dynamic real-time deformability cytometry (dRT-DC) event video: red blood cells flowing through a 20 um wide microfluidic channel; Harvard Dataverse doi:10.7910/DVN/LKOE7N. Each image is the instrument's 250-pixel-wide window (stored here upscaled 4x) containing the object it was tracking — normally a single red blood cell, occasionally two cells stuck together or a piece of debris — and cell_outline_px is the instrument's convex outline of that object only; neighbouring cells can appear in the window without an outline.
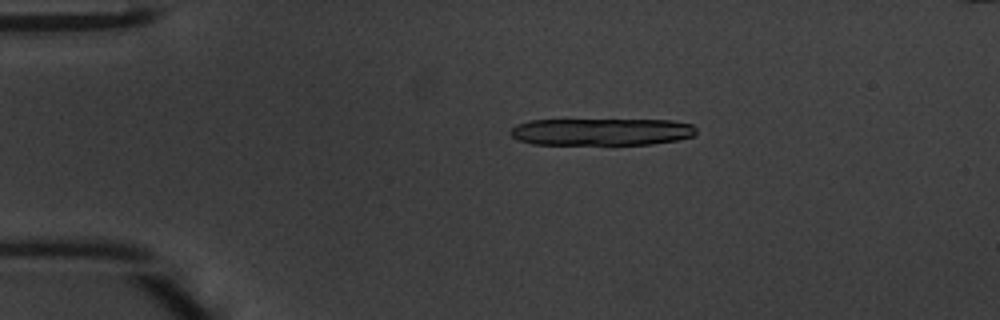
{"species": "common noctule bat (a hibernating species)", "species_latin": "Nyctalus noctula", "temperature_condition": "warm", "stored_images_in_passage": 14, "camera_frame_rate_fps": 3000, "um_per_image_px": 0.085, "animal": {"sex": "male", "body_mass_g": 20.1, "forearm_length_mm": 53.5}, "frame": {"image": 1, "passage_image": 10, "time_ms": 3.0, "image_size_px": [1000, 320], "cell_outline_px": [[696, 132], [692, 136], [676, 140], [652, 144], [532, 144], [516, 140], [508, 132], [516, 124], [528, 120], [672, 120], [692, 124], [696, 128]], "centroid_in_image_um": [51.08, 11.2], "position_along_channel_um": 33.9, "area_um2": 29.48}}